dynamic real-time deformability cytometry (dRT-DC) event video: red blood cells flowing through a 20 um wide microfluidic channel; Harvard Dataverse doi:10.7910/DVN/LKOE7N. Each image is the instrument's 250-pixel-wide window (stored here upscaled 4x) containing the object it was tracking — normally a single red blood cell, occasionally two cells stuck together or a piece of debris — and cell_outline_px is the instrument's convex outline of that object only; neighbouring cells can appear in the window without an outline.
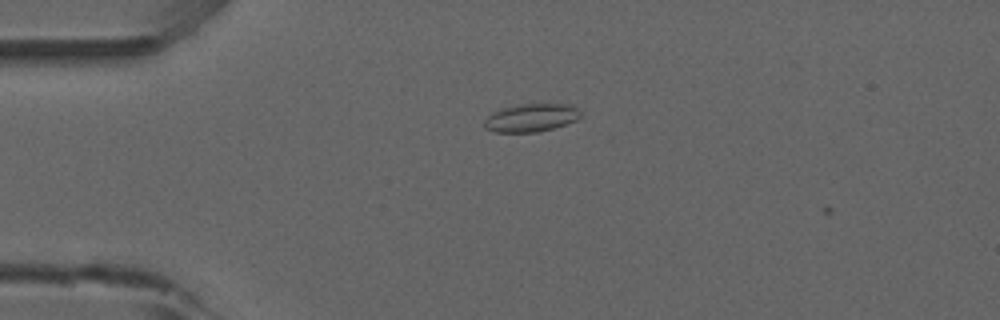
{"species": "common noctule bat (a hibernating species)", "species_latin": "Nyctalus noctula", "temperature_condition": "room temperature", "stored_images_in_passage": 4, "camera_frame_rate_fps": 3000, "um_per_image_px": 0.085, "animal": {"sex": "male", "forearm_length_mm": 52.5}, "frame": {"image": 1, "passage_image": 3, "time_ms": 0.667, "image_size_px": [1000, 320], "cell_outline_px": [[580, 116], [576, 120], [552, 128], [536, 132], [492, 132], [484, 128], [484, 120], [492, 112], [504, 108], [520, 104], [572, 104], [580, 112]], "centroid_in_image_um": [45.11, 10.01], "position_along_channel_um": 39.9, "area_um2": 15.61}}